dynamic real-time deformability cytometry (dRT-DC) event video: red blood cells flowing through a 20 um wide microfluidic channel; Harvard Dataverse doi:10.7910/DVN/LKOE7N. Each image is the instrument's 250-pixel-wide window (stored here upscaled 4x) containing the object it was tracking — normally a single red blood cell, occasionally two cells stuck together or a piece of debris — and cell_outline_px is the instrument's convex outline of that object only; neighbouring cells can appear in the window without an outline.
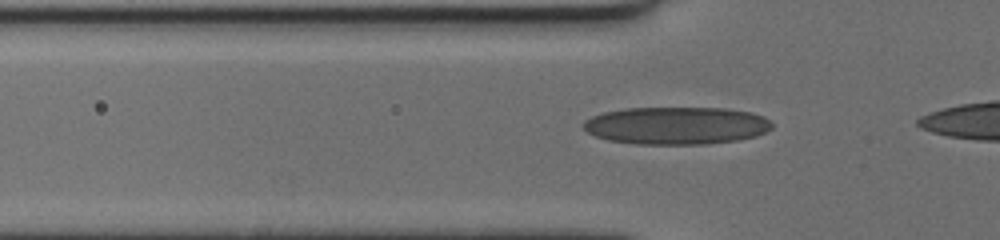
{"species": "human", "species_latin": "Homo sapiens", "temperature_condition": "cold", "stored_images_in_passage": 22, "camera_frame_rate_fps": 3000, "um_per_image_px": 0.085, "donor": {"sex": "female"}, "frame": {"image": 1, "passage_image": 15, "time_ms": 4.667, "image_size_px": [1000, 240], "cell_outline_px": [[772, 128], [756, 136], [740, 140], [708, 144], [636, 144], [608, 140], [596, 136], [588, 132], [580, 124], [584, 120], [592, 116], [604, 112], [624, 108], [724, 108], [752, 112], [764, 116], [772, 124]], "centroid_in_image_um": [57.49, 10.67], "position_along_channel_um": 68.3, "area_um2": 41.56}}
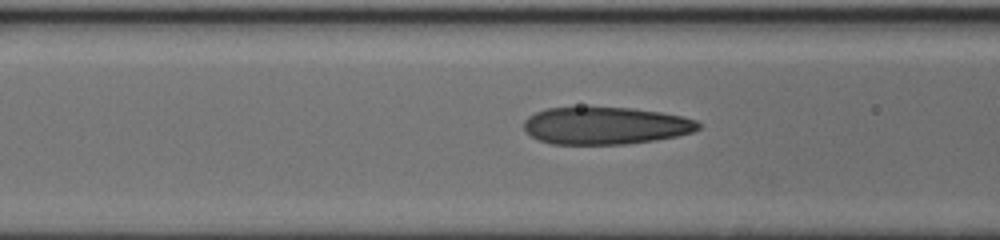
{"frame": {"image": 2, "passage_image": 19, "time_ms": 6.0, "image_size_px": [1000, 240], "cell_outline_px": [[700, 128], [692, 132], [676, 136], [656, 140], [624, 144], [552, 144], [540, 140], [532, 136], [524, 128], [524, 120], [528, 116], [536, 112], [548, 108], [632, 108], [660, 112], [684, 116], [696, 120], [700, 124]], "centroid_in_image_um": [51.49, 10.69], "position_along_channel_um": 115.1, "area_um2": 37.74}}